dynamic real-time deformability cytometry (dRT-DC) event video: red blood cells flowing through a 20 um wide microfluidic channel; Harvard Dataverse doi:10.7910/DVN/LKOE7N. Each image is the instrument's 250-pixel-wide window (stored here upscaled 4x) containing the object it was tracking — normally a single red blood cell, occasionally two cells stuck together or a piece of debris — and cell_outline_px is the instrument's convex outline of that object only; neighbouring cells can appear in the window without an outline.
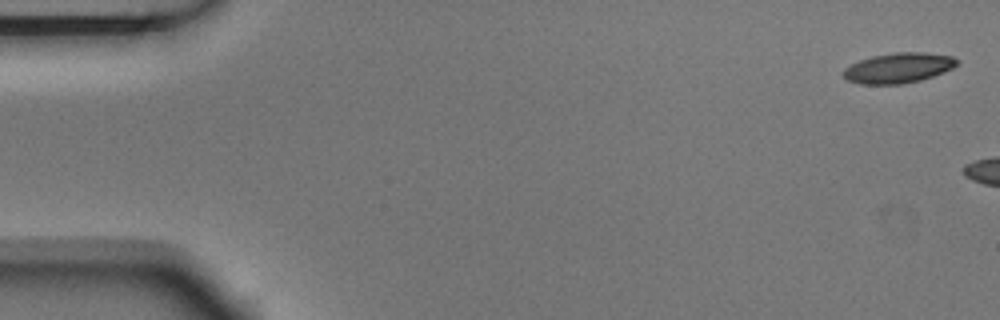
{"species": "Egyptian fruit bat (a non-hibernating species)", "species_latin": "Rousettus aegyptiacus", "temperature_condition": "room temperature", "stored_images_in_passage": 3, "camera_frame_rate_fps": 3000, "um_per_image_px": 0.085, "animal": {"sex": "male"}, "frame": {"image": 1, "passage_image": 1, "time_ms": 0.0, "image_size_px": [1000, 320], "cell_outline_px": [[960, 64], [952, 68], [932, 76], [920, 80], [900, 84], [860, 84], [848, 80], [844, 76], [844, 68], [860, 60], [872, 56], [896, 52], [924, 52], [952, 56], [960, 60]], "centroid_in_image_um": [76.4, 5.76], "position_along_channel_um": 8.6, "area_um2": 19.88}}